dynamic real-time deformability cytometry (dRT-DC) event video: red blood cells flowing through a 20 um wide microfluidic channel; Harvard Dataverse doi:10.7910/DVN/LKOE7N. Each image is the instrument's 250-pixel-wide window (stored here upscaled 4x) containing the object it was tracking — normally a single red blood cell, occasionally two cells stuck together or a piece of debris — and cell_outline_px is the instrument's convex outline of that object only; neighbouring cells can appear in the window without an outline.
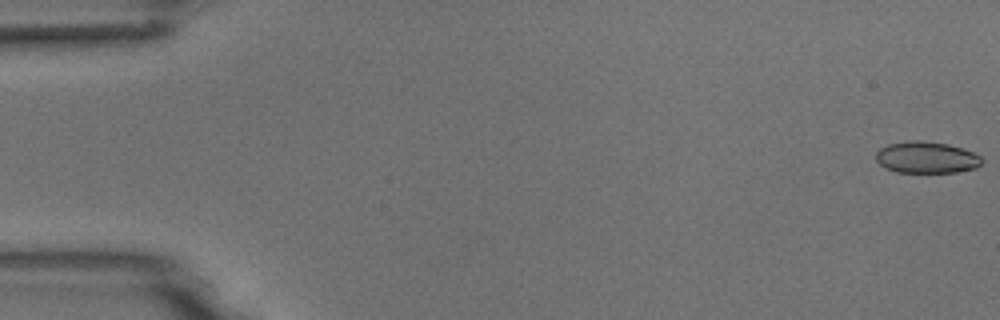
{"species": "common noctule bat (a hibernating species)", "species_latin": "Nyctalus noctula", "temperature_condition": "room temperature", "stored_images_in_passage": 5, "camera_frame_rate_fps": 3000, "um_per_image_px": 0.085, "animal": {"sex": "male", "body_mass_g": 18.8}, "frame": {"image": 1, "passage_image": 1, "time_ms": 0.0, "image_size_px": [1000, 320], "cell_outline_px": [[984, 160], [976, 168], [956, 172], [896, 172], [884, 168], [876, 160], [876, 152], [880, 148], [888, 144], [912, 140], [920, 140], [948, 144], [972, 152], [980, 156]], "centroid_in_image_um": [78.73, 13.38], "position_along_channel_um": 6.3, "area_um2": 19.48}}
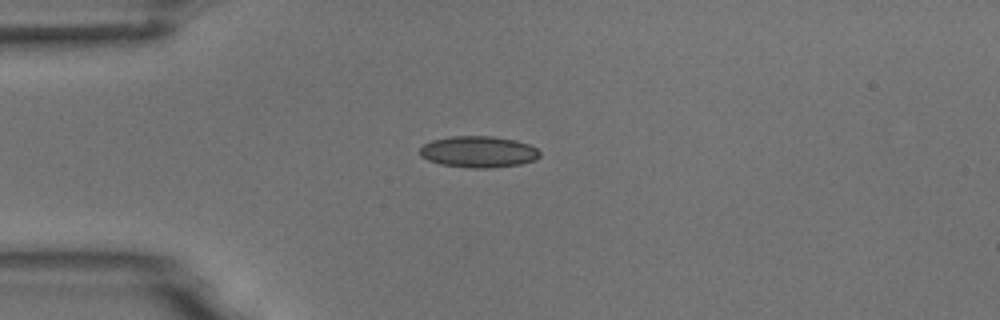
{"frame": {"image": 2, "passage_image": 4, "time_ms": 4.333, "image_size_px": [1000, 320], "cell_outline_px": [[540, 156], [536, 160], [520, 164], [488, 168], [472, 168], [440, 164], [428, 160], [420, 156], [420, 148], [424, 144], [432, 140], [452, 136], [492, 136], [516, 140], [528, 144], [536, 148], [540, 152]], "centroid_in_image_um": [40.67, 12.9], "position_along_channel_um": 44.3, "area_um2": 21.96}}
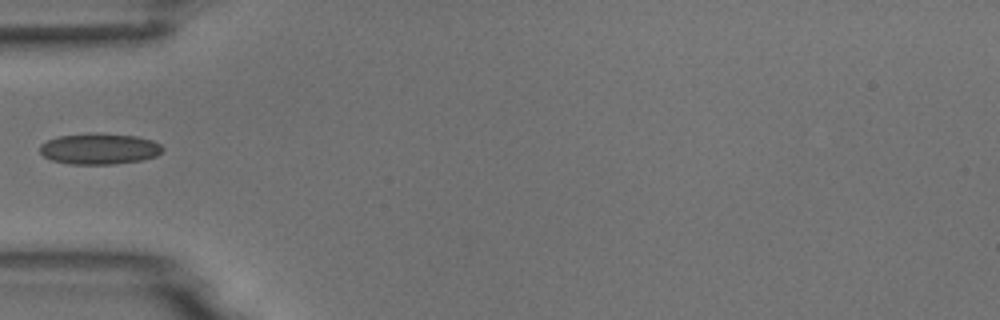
{"frame": {"image": 3, "passage_image": 5, "time_ms": 5.667, "image_size_px": [1000, 320], "cell_outline_px": [[164, 148], [156, 156], [140, 160], [112, 164], [68, 164], [52, 160], [44, 156], [40, 152], [40, 144], [48, 140], [60, 136], [92, 132], [96, 132], [136, 136], [152, 140], [160, 144]], "centroid_in_image_um": [8.43, 12.64], "position_along_channel_um": 76.6, "area_um2": 22.2}}